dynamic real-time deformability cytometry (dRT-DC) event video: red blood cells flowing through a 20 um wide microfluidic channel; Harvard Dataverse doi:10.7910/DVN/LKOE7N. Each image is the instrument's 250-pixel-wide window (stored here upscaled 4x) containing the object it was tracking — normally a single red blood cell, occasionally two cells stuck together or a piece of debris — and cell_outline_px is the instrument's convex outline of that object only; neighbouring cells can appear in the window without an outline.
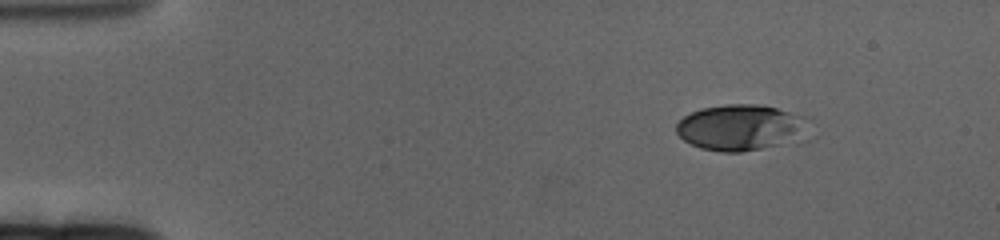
{"species": "human", "species_latin": "Homo sapiens", "temperature_condition": "cold", "stored_images_in_passage": 55, "camera_frame_rate_fps": 3000, "um_per_image_px": 0.085, "donor": {"sex": "female"}, "frame": {"image": 1, "passage_image": 1, "time_ms": 0.0, "image_size_px": [1000, 240], "cell_outline_px": [[792, 128], [780, 144], [740, 152], [720, 152], [700, 148], [684, 140], [676, 132], [676, 124], [684, 116], [692, 112], [704, 108], [728, 104], [756, 104], [776, 108], [788, 112]], "centroid_in_image_um": [62.47, 10.84], "position_along_channel_um": 22.5, "area_um2": 31.91}}
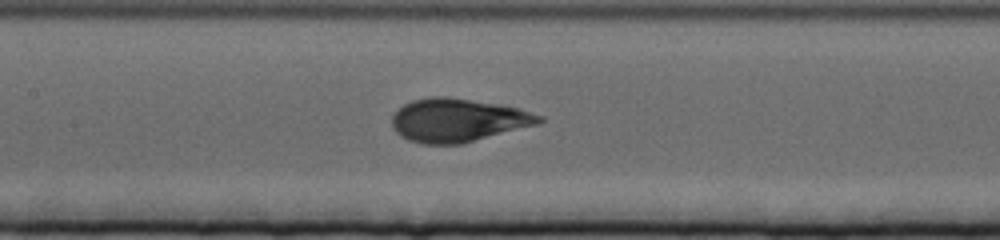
{"frame": {"image": 2, "passage_image": 23, "time_ms": 7.333, "image_size_px": [1000, 240], "cell_outline_px": [[544, 120], [536, 124], [460, 144], [420, 144], [408, 140], [400, 136], [392, 128], [392, 116], [404, 104], [412, 100], [432, 96], [448, 96], [516, 108], [544, 116]], "centroid_in_image_um": [38.85, 10.22], "position_along_channel_um": 168.6, "area_um2": 36.7}}
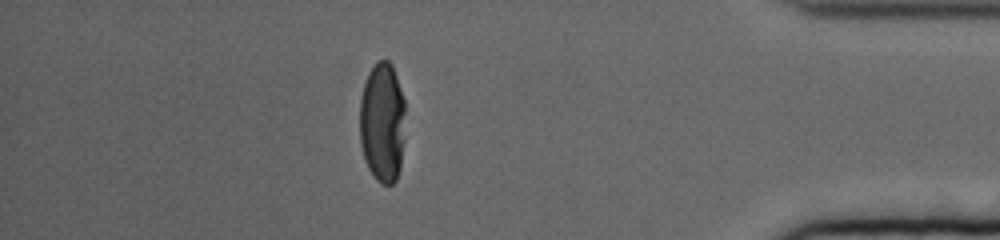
{"frame": {"image": 3, "passage_image": 48, "time_ms": 15.667, "image_size_px": [1000, 240], "cell_outline_px": [[404, 140], [400, 168], [396, 180], [392, 184], [380, 184], [372, 176], [368, 168], [360, 144], [360, 96], [364, 84], [376, 60], [388, 60], [392, 64], [404, 100]], "centroid_in_image_um": [32.5, 10.43], "position_along_channel_um": 402.7, "area_um2": 32.14}, "authors_computed_cell_mechanics": {"area_um2": 35.836, "velocity_mm_per_s": 3.2435, "shape_relaxation_time_tau1_ms": 4.6395, "shape_relaxation_time_tau2_ms": null, "deformation_change_tau1": 0.1915, "deformation_change_tau2": null}}